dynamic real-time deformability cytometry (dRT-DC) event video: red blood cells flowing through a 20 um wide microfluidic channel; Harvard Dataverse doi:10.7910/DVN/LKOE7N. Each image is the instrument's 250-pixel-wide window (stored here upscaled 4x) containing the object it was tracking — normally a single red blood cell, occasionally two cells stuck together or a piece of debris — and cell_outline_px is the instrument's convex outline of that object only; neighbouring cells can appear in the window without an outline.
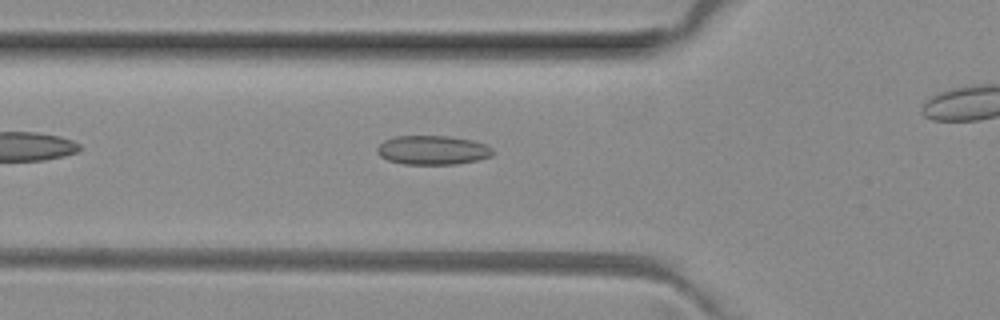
{"species": "common noctule bat (a hibernating species)", "species_latin": "Nyctalus noctula", "temperature_condition": "room temperature", "stored_images_in_passage": 20, "camera_frame_rate_fps": 3000, "um_per_image_px": 0.085, "animal": {"sex": "female", "body_mass_g": 29.2, "forearm_length_mm": 56.3}, "frame": {"image": 1, "passage_image": 2, "time_ms": 0.333, "image_size_px": [1000, 320], "cell_outline_px": [[492, 156], [476, 160], [456, 164], [404, 164], [388, 160], [380, 156], [376, 152], [376, 148], [384, 140], [396, 136], [448, 136], [472, 140], [484, 144], [492, 148]], "centroid_in_image_um": [36.74, 12.76], "position_along_channel_um": 89.1, "area_um2": 19.54}}
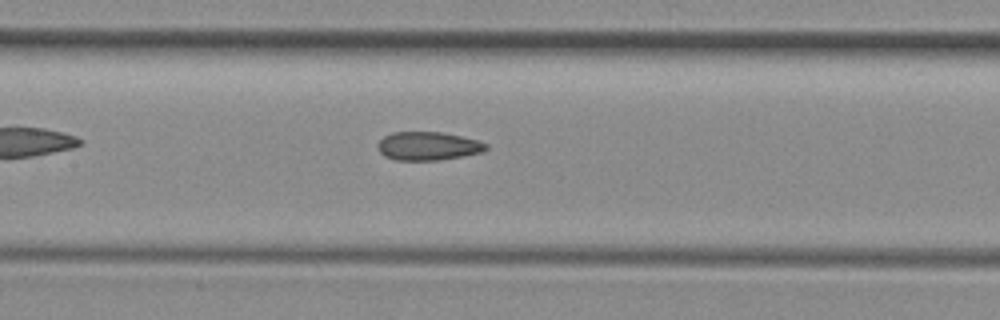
{"frame": {"image": 2, "passage_image": 8, "time_ms": 2.333, "image_size_px": [1000, 320], "cell_outline_px": [[488, 148], [484, 152], [440, 160], [396, 160], [384, 156], [380, 152], [376, 144], [384, 136], [392, 132], [440, 132], [460, 136], [476, 140], [488, 144]], "centroid_in_image_um": [36.37, 12.42], "position_along_channel_um": 171.0, "area_um2": 17.98}}
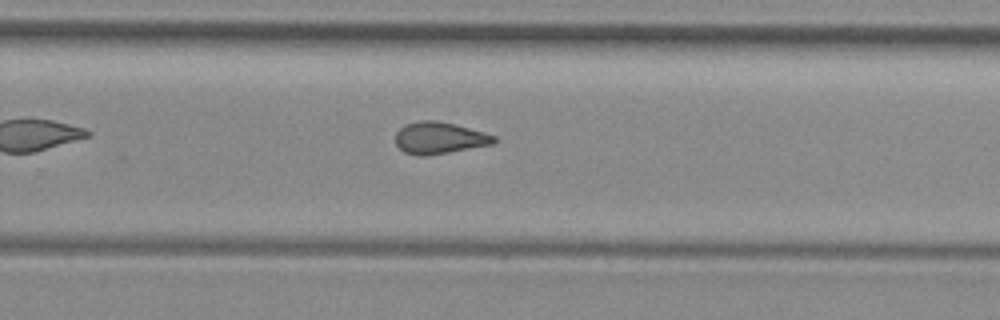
{"frame": {"image": 3, "passage_image": 17, "time_ms": 5.333, "image_size_px": [1000, 320], "cell_outline_px": [[496, 140], [492, 144], [448, 152], [424, 156], [420, 156], [404, 152], [396, 144], [396, 132], [404, 124], [420, 120], [436, 120], [468, 128], [496, 136]], "centroid_in_image_um": [37.3, 11.72], "position_along_channel_um": 292.5, "area_um2": 17.98}}